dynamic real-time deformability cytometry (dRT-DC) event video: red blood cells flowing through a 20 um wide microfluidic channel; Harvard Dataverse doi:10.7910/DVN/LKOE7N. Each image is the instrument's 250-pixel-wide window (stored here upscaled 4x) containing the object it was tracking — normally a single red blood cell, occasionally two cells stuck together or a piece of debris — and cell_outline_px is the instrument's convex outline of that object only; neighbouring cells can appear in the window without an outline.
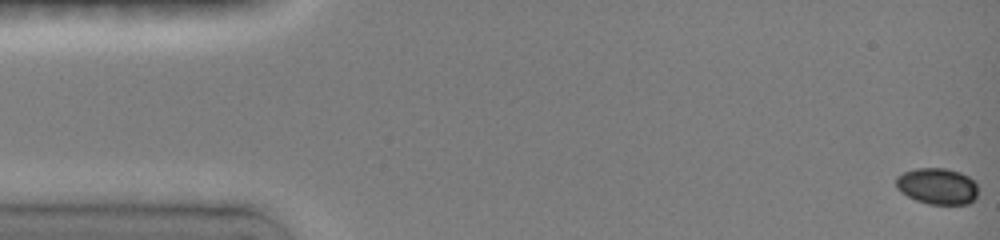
{"species": "common noctule bat (a hibernating species)", "species_latin": "Nyctalus noctula", "temperature_condition": "room temperature", "stored_images_in_passage": 30, "camera_frame_rate_fps": 3000, "um_per_image_px": 0.085, "animal": {"sex": "female", "body_mass_g": 19.0, "forearm_length_mm": 51.5}, "frame": {"image": 1, "passage_image": 1, "time_ms": 0.0, "image_size_px": [1000, 240], "cell_outline_px": [[976, 200], [968, 204], [928, 204], [916, 200], [900, 192], [896, 188], [896, 176], [904, 172], [916, 168], [944, 168], [960, 172], [968, 176], [976, 184]], "centroid_in_image_um": [79.65, 15.83], "position_along_channel_um": 5.3, "area_um2": 17.4}}
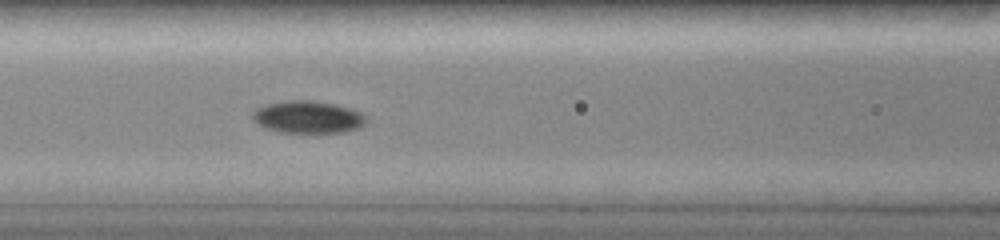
{"frame": {"image": 2, "passage_image": 19, "time_ms": 6.667, "image_size_px": [1000, 240], "cell_outline_px": [[364, 124], [356, 128], [344, 132], [316, 136], [312, 136], [280, 132], [264, 128], [256, 124], [252, 120], [252, 112], [256, 108], [264, 104], [288, 100], [312, 100], [352, 108], [360, 112], [364, 116]], "centroid_in_image_um": [26.1, 10.0], "position_along_channel_um": 140.5, "area_um2": 22.37}}
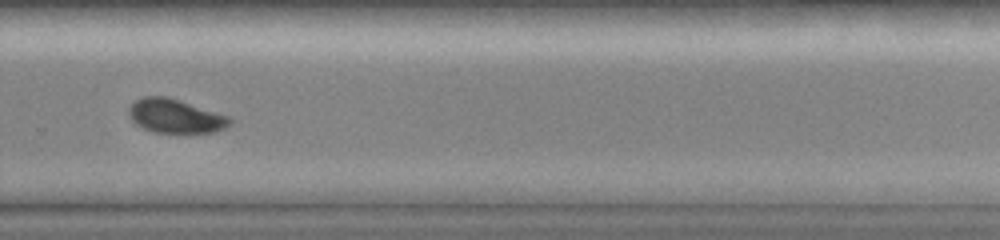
{"frame": {"image": 3, "passage_image": 28, "time_ms": 11.0, "image_size_px": [1000, 240], "cell_outline_px": [[232, 124], [228, 128], [216, 132], [152, 132], [136, 124], [132, 120], [128, 112], [128, 108], [136, 100], [144, 96], [164, 96], [180, 100], [232, 116]], "centroid_in_image_um": [14.98, 9.86], "position_along_channel_um": 314.8, "area_um2": 20.17}}